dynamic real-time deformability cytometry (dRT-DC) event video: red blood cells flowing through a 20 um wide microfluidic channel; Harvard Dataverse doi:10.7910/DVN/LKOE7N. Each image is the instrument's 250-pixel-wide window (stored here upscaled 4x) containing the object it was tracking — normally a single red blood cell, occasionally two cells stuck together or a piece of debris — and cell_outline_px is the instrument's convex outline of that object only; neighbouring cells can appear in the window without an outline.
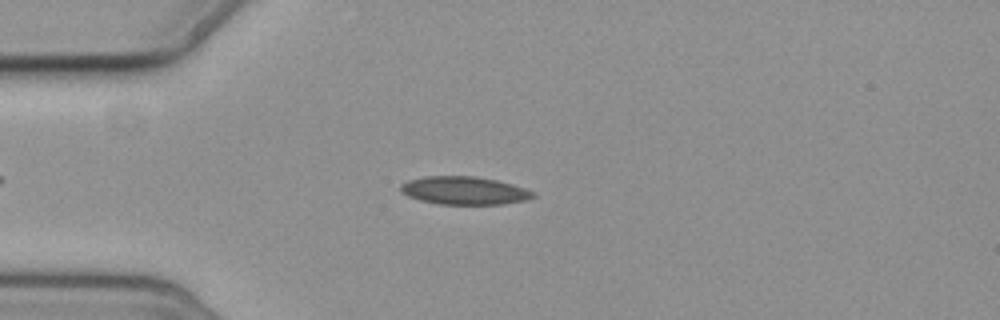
{"species": "common noctule bat (a hibernating species)", "species_latin": "Nyctalus noctula", "temperature_condition": "cold", "stored_images_in_passage": 7, "camera_frame_rate_fps": 3000, "um_per_image_px": 0.085, "animal": {"sex": "female", "body_mass_g": 19.3, "forearm_length_mm": 54.1}, "frame": {"image": 1, "passage_image": 2, "time_ms": 1.0, "image_size_px": [1000, 320], "cell_outline_px": [[536, 196], [524, 200], [504, 204], [436, 204], [420, 200], [408, 196], [400, 192], [400, 184], [408, 180], [424, 176], [476, 176], [496, 180], [512, 184], [536, 192]], "centroid_in_image_um": [39.44, 16.19], "position_along_channel_um": 45.6, "area_um2": 21.73}}
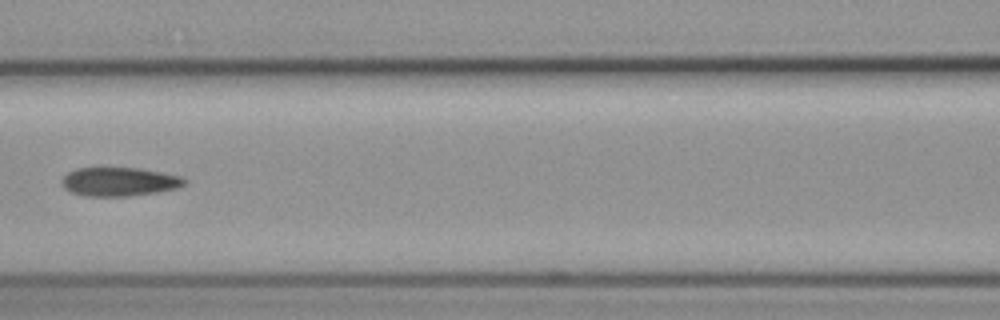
{"frame": {"image": 2, "passage_image": 5, "time_ms": 4.667, "image_size_px": [1000, 320], "cell_outline_px": [[188, 180], [184, 184], [176, 188], [160, 192], [132, 196], [84, 196], [72, 192], [64, 188], [60, 184], [60, 180], [68, 172], [76, 168], [96, 164], [140, 168], [180, 176]], "centroid_in_image_um": [10.06, 15.39], "position_along_channel_um": 156.5, "area_um2": 21.62}}
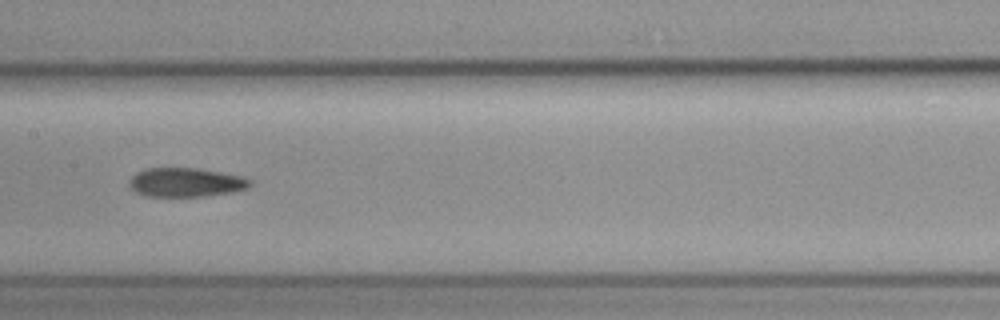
{"frame": {"image": 3, "passage_image": 6, "time_ms": 5.667, "image_size_px": [1000, 320], "cell_outline_px": [[252, 184], [248, 188], [232, 192], [204, 196], [144, 196], [128, 188], [128, 180], [136, 172], [144, 168], [200, 168], [244, 176], [252, 180]], "centroid_in_image_um": [15.78, 15.49], "position_along_channel_um": 191.6, "area_um2": 20.81}}